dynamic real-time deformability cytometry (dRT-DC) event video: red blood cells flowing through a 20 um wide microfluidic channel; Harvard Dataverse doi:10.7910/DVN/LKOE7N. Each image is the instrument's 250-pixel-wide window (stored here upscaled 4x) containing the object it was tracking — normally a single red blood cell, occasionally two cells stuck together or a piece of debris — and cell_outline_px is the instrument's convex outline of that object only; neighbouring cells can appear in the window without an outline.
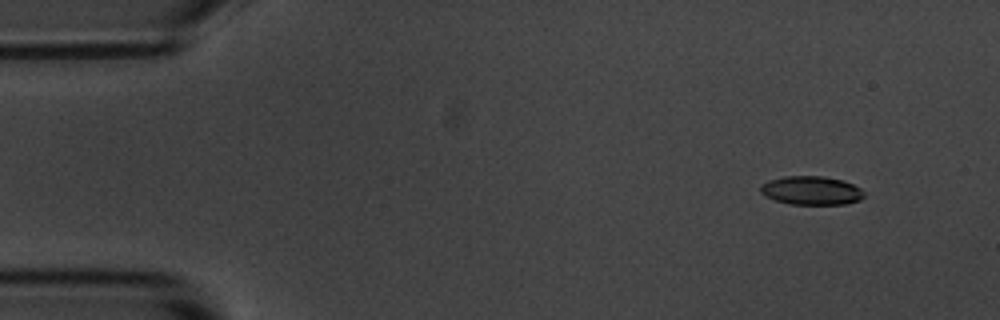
{"species": "common noctule bat (a hibernating species)", "species_latin": "Nyctalus noctula", "temperature_condition": "room temperature", "stored_images_in_passage": 5, "segment_of_instrument_passage": [1, 2], "camera_frame_rate_fps": 3000, "um_per_image_px": 0.085, "animal": {"sex": "male", "body_mass_g": 20.1, "forearm_length_mm": 53.5}, "frame": {"image": 1, "passage_image": 1, "time_ms": 0.0, "image_size_px": [1000, 320], "cell_outline_px": [[864, 196], [860, 200], [844, 204], [792, 204], [776, 200], [764, 196], [760, 192], [760, 184], [768, 180], [784, 176], [824, 176], [844, 180], [860, 188], [864, 192]], "centroid_in_image_um": [68.95, 16.18], "position_along_channel_um": 16.1, "area_um2": 17.4}}